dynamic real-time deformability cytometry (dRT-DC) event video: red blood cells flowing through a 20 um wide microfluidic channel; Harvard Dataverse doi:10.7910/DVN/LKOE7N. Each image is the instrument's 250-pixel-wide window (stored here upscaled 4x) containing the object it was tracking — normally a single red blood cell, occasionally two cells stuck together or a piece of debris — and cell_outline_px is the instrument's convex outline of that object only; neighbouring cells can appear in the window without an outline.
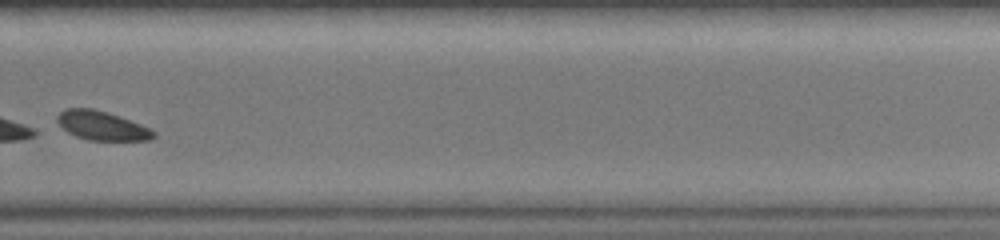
{"species": "common noctule bat (a hibernating species)", "species_latin": "Nyctalus noctula", "temperature_condition": "warm", "stored_images_in_passage": 28, "segment_of_instrument_passage": [2, 2], "camera_frame_rate_fps": 3000, "um_per_image_px": 0.085, "animal": {"sex": "female", "body_mass_g": 19.0, "forearm_length_mm": 51.5}, "frame": {"image": 1, "passage_image": 21, "time_ms": 6.667, "image_size_px": [1000, 240], "cell_outline_px": [[156, 136], [148, 140], [88, 140], [76, 136], [68, 132], [56, 120], [56, 116], [60, 112], [68, 108], [92, 108], [108, 112], [120, 116], [140, 124], [156, 132]], "centroid_in_image_um": [8.66, 10.67], "position_along_channel_um": 321.1, "area_um2": 16.18}}
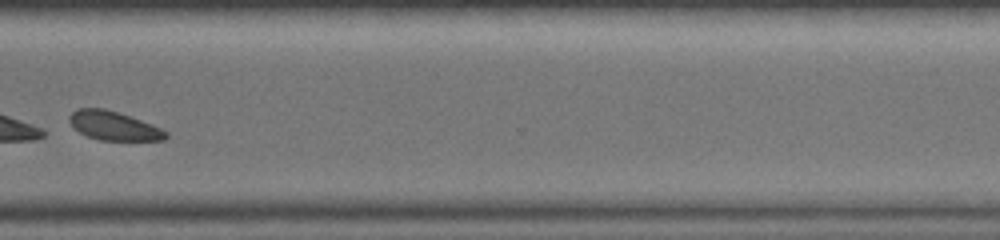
{"frame": {"image": 2, "passage_image": 23, "time_ms": 7.333, "image_size_px": [1000, 240], "cell_outline_px": [[168, 136], [164, 140], [100, 140], [88, 136], [80, 132], [68, 120], [68, 116], [76, 108], [104, 108], [152, 124], [168, 132]], "centroid_in_image_um": [9.66, 10.69], "position_along_channel_um": 360.9, "area_um2": 16.01}}